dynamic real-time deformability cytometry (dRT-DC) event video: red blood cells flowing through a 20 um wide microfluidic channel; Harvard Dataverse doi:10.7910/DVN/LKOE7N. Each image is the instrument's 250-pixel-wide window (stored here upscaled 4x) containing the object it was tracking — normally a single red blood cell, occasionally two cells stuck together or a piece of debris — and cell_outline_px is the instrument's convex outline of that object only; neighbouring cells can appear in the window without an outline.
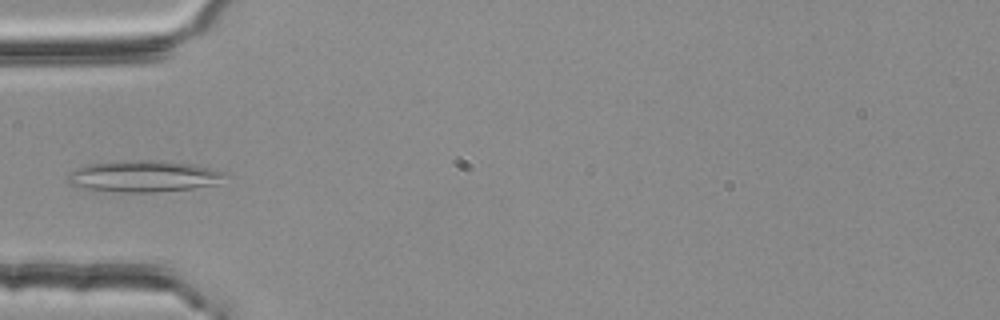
{"species": "common noctule bat (a hibernating species)", "species_latin": "Nyctalus noctula", "temperature_condition": "room temperature", "stored_images_in_passage": 35, "camera_frame_rate_fps": 3000, "um_per_image_px": 0.085, "animal": {"sex": "female", "body_mass_g": 25.1}, "frame": {"image": 1, "passage_image": 1, "time_ms": 0.0, "image_size_px": [1000, 320], "cell_outline_px": [[228, 176], [216, 184], [192, 188], [156, 192], [116, 192], [80, 188], [68, 184], [68, 176], [76, 168], [88, 164], [140, 160], [164, 160], [192, 164], [228, 172]], "centroid_in_image_um": [12.24, 14.99], "position_along_channel_um": 72.8, "area_um2": 28.9}}
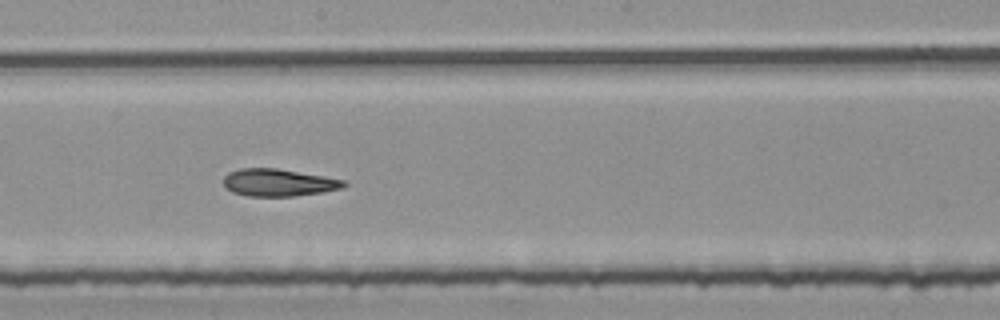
{"frame": {"image": 2, "passage_image": 13, "time_ms": 4.0, "image_size_px": [1000, 320], "cell_outline_px": [[348, 184], [344, 188], [324, 192], [292, 196], [244, 196], [232, 192], [224, 188], [224, 176], [228, 172], [240, 168], [276, 168], [348, 180]], "centroid_in_image_um": [23.69, 15.52], "position_along_channel_um": 224.5, "area_um2": 19.48}}
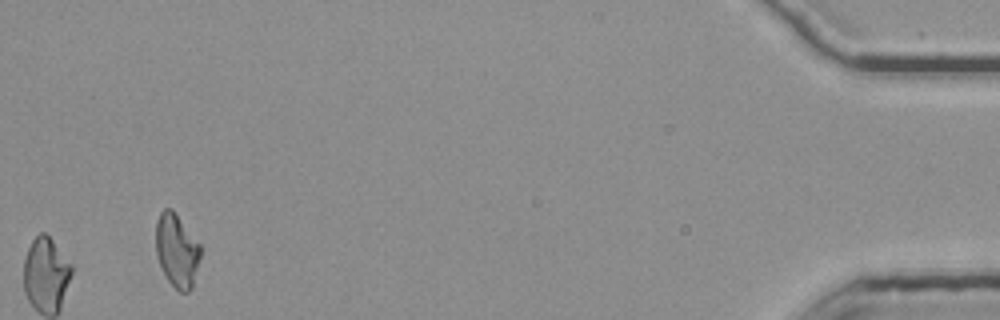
{"frame": {"image": 3, "passage_image": 35, "time_ms": 11.333, "image_size_px": [1000, 320], "cell_outline_px": [[200, 256], [192, 288], [188, 292], [180, 292], [164, 276], [156, 252], [156, 220], [160, 212], [164, 208], [172, 208], [200, 244]], "centroid_in_image_um": [15.02, 21.27], "position_along_channel_um": 420.2, "area_um2": 19.02}}